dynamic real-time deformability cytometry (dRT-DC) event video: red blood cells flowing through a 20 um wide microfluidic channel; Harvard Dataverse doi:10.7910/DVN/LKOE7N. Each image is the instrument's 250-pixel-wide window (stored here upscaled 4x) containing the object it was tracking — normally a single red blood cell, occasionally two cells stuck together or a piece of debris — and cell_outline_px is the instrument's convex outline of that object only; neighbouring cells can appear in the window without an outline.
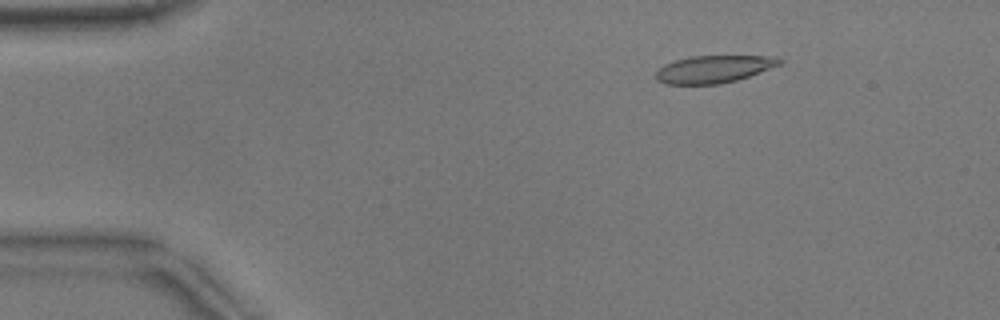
{"species": "common noctule bat (a hibernating species)", "species_latin": "Nyctalus noctula", "temperature_condition": "warm", "stored_images_in_passage": 49, "camera_frame_rate_fps": 3000, "um_per_image_px": 0.085, "animal": {"sex": "male", "body_mass_g": 17.9}, "frame": {"image": 1, "passage_image": 4, "time_ms": 1.0, "image_size_px": [1000, 320], "cell_outline_px": [[784, 60], [780, 64], [748, 76], [736, 80], [720, 84], [664, 84], [656, 80], [656, 72], [664, 64], [688, 56], [776, 56]], "centroid_in_image_um": [60.65, 5.87], "position_along_channel_um": 24.4, "area_um2": 19.65}}
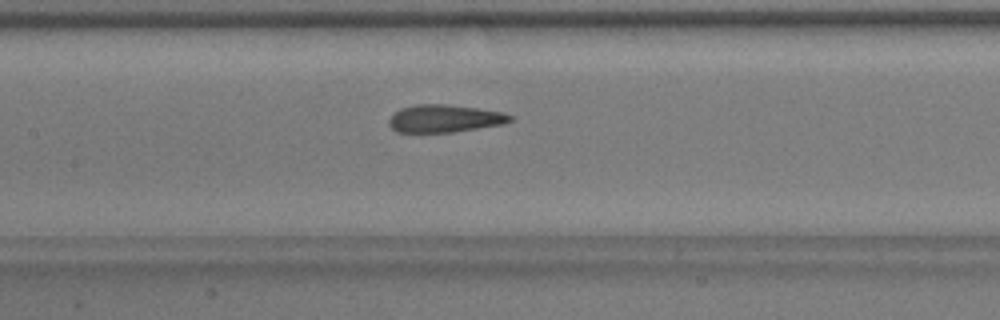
{"frame": {"image": 2, "passage_image": 21, "time_ms": 6.667, "image_size_px": [1000, 320], "cell_outline_px": [[512, 120], [500, 124], [452, 132], [396, 132], [388, 124], [388, 120], [400, 108], [416, 104], [448, 104], [504, 112], [512, 116]], "centroid_in_image_um": [37.75, 10.06], "position_along_channel_um": 169.6, "area_um2": 19.31}}
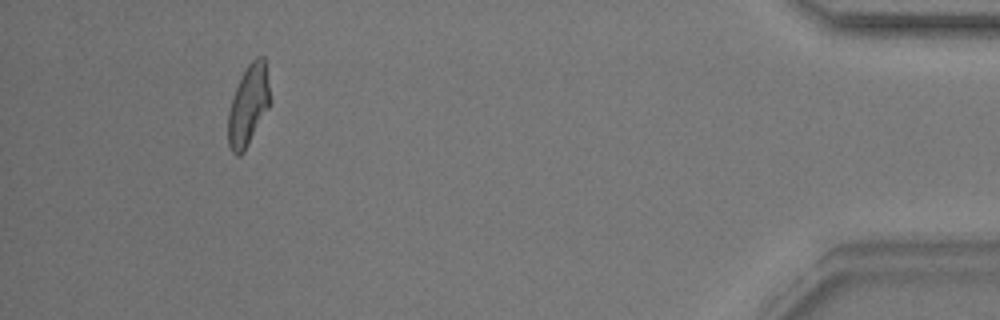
{"frame": {"image": 3, "passage_image": 45, "time_ms": 14.667, "image_size_px": [1000, 320], "cell_outline_px": [[272, 100], [268, 108], [244, 152], [240, 156], [236, 156], [232, 152], [228, 144], [228, 112], [232, 96], [248, 64], [256, 56], [264, 56]], "centroid_in_image_um": [21.12, 8.95], "position_along_channel_um": 414.1, "area_um2": 19.77}, "authors_computed_cell_mechanics": {"area_um2": 20.3456, "velocity_mm_per_s": 3.8455, "shape_relaxation_time_tau1_ms": 7.3236, "shape_relaxation_time_tau2_ms": 1.2331, "deformation_change_tau1": 0.2046, "deformation_change_tau2": 0.1003}}